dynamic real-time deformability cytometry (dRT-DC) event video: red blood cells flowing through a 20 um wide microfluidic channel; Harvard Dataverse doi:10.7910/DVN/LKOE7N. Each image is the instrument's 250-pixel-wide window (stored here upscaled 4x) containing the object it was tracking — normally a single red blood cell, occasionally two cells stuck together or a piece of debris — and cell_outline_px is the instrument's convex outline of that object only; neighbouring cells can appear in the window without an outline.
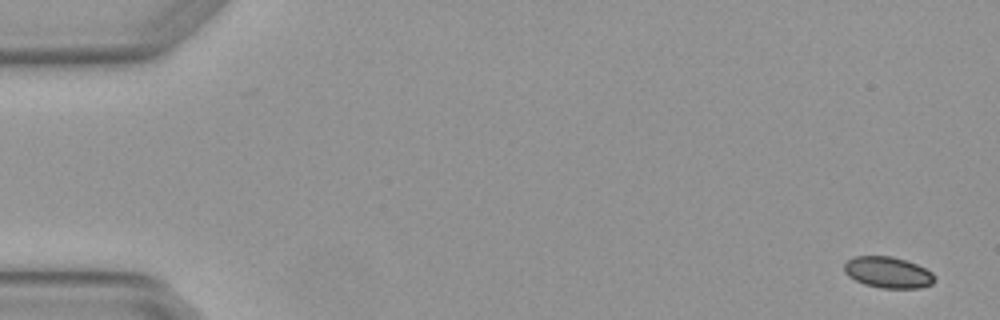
{"species": "Egyptian fruit bat (a non-hibernating species)", "species_latin": "Rousettus aegyptiacus", "temperature_condition": "warm", "stored_images_in_passage": 6, "camera_frame_rate_fps": 3000, "um_per_image_px": 0.085, "animal": {"sex": "female"}, "frame": {"image": 1, "passage_image": 1, "time_ms": 0.0, "image_size_px": [1000, 320], "cell_outline_px": [[932, 284], [920, 288], [880, 288], [864, 284], [848, 276], [844, 272], [844, 264], [848, 260], [856, 256], [892, 256], [916, 264], [932, 272]], "centroid_in_image_um": [75.44, 23.15], "position_along_channel_um": 9.6, "area_um2": 16.24}}
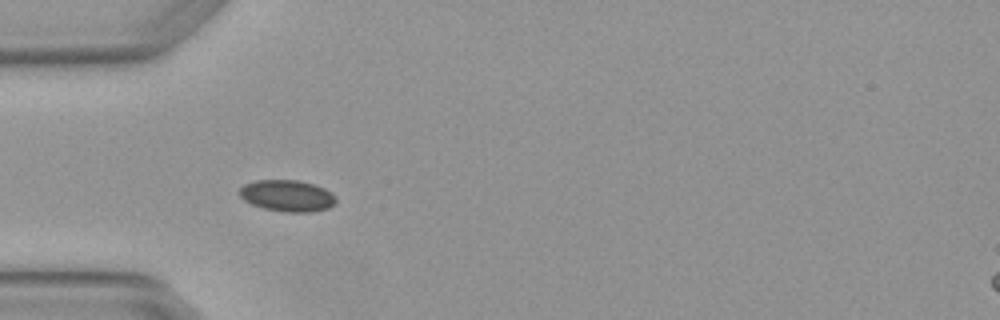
{"frame": {"image": 2, "passage_image": 4, "time_ms": 1.0, "image_size_px": [1000, 320], "cell_outline_px": [[336, 200], [328, 208], [312, 212], [288, 212], [264, 208], [252, 204], [244, 200], [240, 196], [240, 188], [244, 184], [256, 180], [296, 180], [312, 184], [324, 188], [332, 192], [336, 196]], "centroid_in_image_um": [24.42, 16.63], "position_along_channel_um": 60.6, "area_um2": 17.57}}
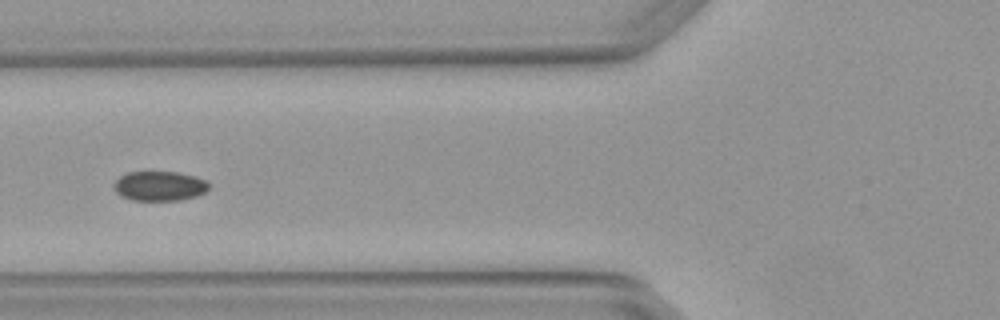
{"frame": {"image": 3, "passage_image": 5, "time_ms": 1.333, "image_size_px": [1000, 320], "cell_outline_px": [[208, 188], [204, 192], [196, 196], [180, 200], [132, 200], [120, 196], [112, 188], [112, 184], [120, 176], [128, 172], [180, 172], [196, 176], [204, 180], [208, 184]], "centroid_in_image_um": [13.51, 15.81], "position_along_channel_um": 112.3, "area_um2": 16.47}}